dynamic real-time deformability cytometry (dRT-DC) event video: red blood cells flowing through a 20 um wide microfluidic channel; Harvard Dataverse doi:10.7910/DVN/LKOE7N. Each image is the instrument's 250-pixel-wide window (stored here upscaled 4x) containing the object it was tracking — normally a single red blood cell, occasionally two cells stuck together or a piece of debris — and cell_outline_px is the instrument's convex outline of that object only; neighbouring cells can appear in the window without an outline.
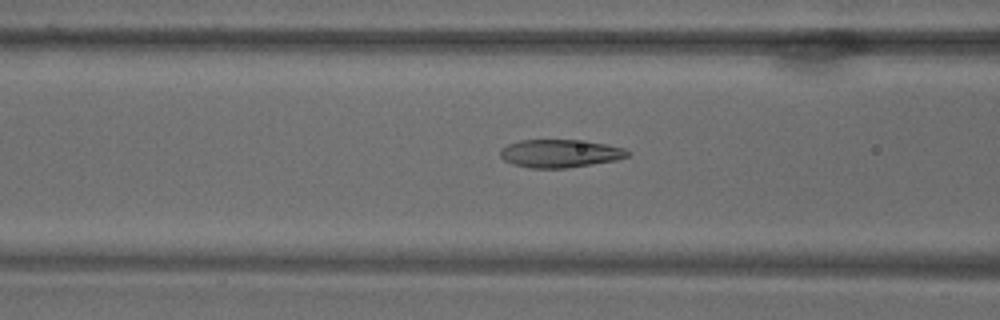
{"species": "common noctule bat (a hibernating species)", "species_latin": "Nyctalus noctula", "temperature_condition": "warm", "stored_images_in_passage": 56, "camera_frame_rate_fps": 3000, "um_per_image_px": 0.085, "animal": {"sex": "male", "body_mass_g": 18.8}, "frame": {"image": 1, "passage_image": 15, "time_ms": 4.667, "image_size_px": [1000, 320], "cell_outline_px": [[632, 152], [628, 156], [616, 160], [568, 168], [528, 168], [512, 164], [504, 160], [500, 156], [500, 148], [508, 144], [520, 140], [576, 140], [608, 144], [624, 148]], "centroid_in_image_um": [47.6, 13.05], "position_along_channel_um": 119.0, "area_um2": 20.92}}
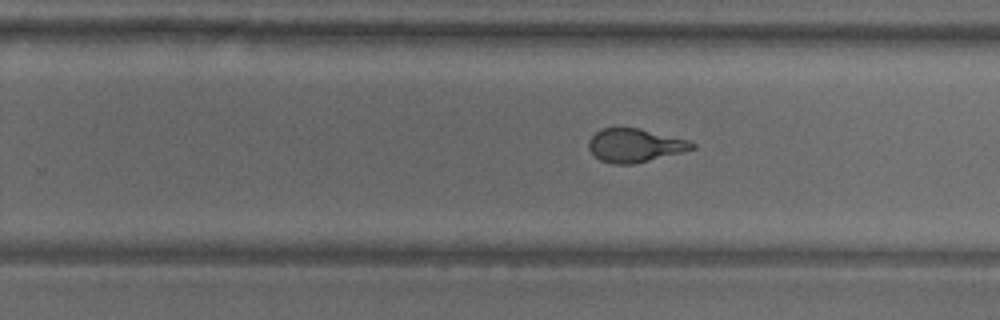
{"frame": {"image": 2, "passage_image": 31, "time_ms": 10.0, "image_size_px": [1000, 320], "cell_outline_px": [[696, 148], [632, 164], [612, 164], [600, 160], [588, 148], [588, 140], [600, 128], [640, 128], [688, 140], [696, 144]], "centroid_in_image_um": [53.94, 12.35], "position_along_channel_um": 275.9, "area_um2": 19.94}}
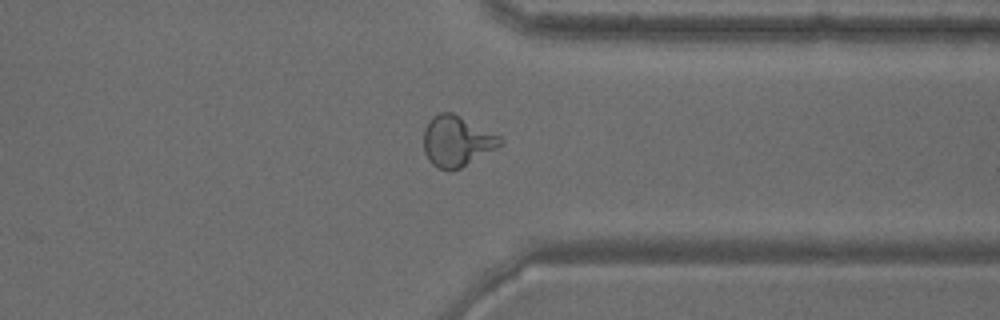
{"frame": {"image": 3, "passage_image": 41, "time_ms": 13.333, "image_size_px": [1000, 320], "cell_outline_px": [[504, 144], [460, 168], [448, 172], [436, 168], [428, 160], [424, 152], [424, 128], [428, 120], [432, 116], [440, 112], [452, 112], [500, 136], [504, 140]], "centroid_in_image_um": [38.8, 12.01], "position_along_channel_um": 372.6, "area_um2": 22.77}}